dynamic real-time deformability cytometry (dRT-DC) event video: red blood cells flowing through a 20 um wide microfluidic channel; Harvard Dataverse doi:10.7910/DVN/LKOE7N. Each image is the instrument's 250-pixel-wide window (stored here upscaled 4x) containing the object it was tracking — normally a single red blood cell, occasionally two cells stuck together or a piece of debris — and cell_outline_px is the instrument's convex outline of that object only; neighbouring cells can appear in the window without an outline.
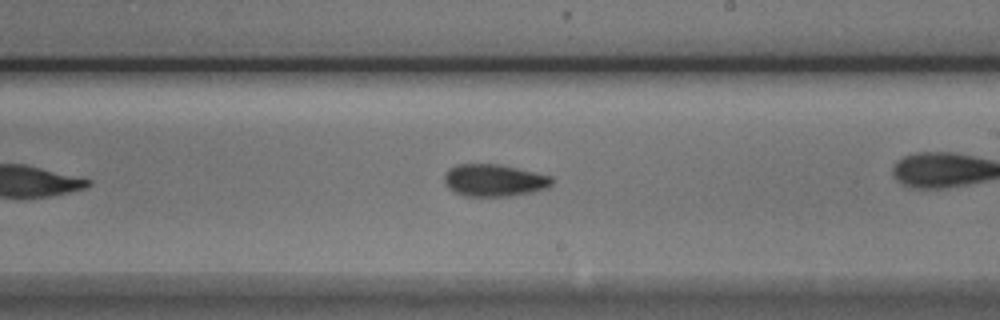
{"species": "Egyptian fruit bat (a non-hibernating species)", "species_latin": "Rousettus aegyptiacus", "temperature_condition": "cold", "stored_images_in_passage": 12, "camera_frame_rate_fps": 3000, "um_per_image_px": 0.085, "animal": {"sex": "male"}, "frame": {"image": 1, "passage_image": 11, "time_ms": 3.333, "image_size_px": [1000, 320], "cell_outline_px": [[552, 184], [548, 188], [532, 192], [508, 196], [464, 196], [448, 188], [444, 184], [444, 172], [448, 168], [456, 164], [500, 164], [552, 176]], "centroid_in_image_um": [41.97, 15.32], "position_along_channel_um": 247.0, "area_um2": 20.35}}